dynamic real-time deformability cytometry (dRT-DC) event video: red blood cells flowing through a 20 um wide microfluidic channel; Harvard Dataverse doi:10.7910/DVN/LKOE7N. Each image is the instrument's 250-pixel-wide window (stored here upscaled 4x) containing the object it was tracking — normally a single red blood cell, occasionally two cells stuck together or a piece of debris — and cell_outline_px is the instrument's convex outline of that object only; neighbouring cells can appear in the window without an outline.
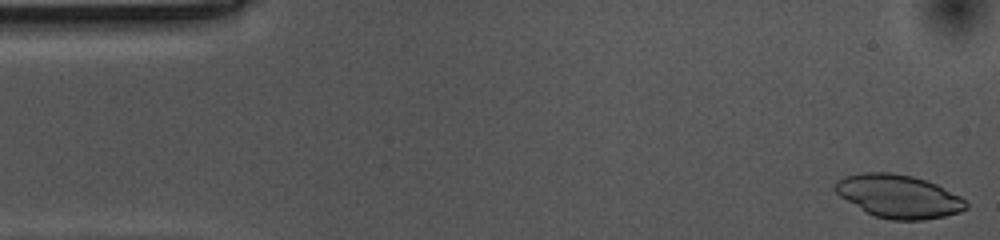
{"species": "common noctule bat (a hibernating species)", "species_latin": "Nyctalus noctula", "temperature_condition": "cold", "stored_images_in_passage": 44, "camera_frame_rate_fps": 3000, "um_per_image_px": 0.085, "animal": {"sex": "female", "body_mass_g": 10.0, "forearm_length_mm": 53.1}, "frame": {"image": 1, "passage_image": 1, "time_ms": 0.0, "image_size_px": [1000, 240], "cell_outline_px": [[968, 208], [960, 212], [944, 216], [924, 220], [892, 220], [876, 216], [864, 212], [840, 196], [832, 188], [836, 180], [844, 176], [864, 172], [892, 172], [912, 176], [936, 184], [960, 196], [968, 204]], "centroid_in_image_um": [76.35, 16.68], "position_along_channel_um": 8.7, "area_um2": 33.06}}